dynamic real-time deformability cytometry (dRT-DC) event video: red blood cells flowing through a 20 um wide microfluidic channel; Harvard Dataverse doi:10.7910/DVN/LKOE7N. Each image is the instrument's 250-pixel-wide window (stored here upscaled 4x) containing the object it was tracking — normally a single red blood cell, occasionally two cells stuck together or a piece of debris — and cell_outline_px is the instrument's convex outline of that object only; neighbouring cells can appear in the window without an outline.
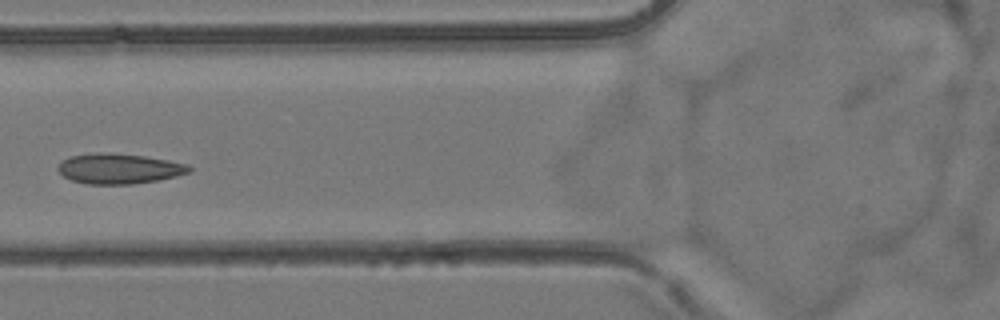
{"species": "common noctule bat (a hibernating species)", "species_latin": "Nyctalus noctula", "temperature_condition": "room temperature", "stored_images_in_passage": 6, "camera_frame_rate_fps": 3000, "um_per_image_px": 0.085, "animal": {"sex": "female", "body_mass_g": 24.6, "forearm_length_mm": 56.2}, "frame": {"image": 1, "passage_image": 6, "time_ms": 5.667, "image_size_px": [1000, 320], "cell_outline_px": [[192, 168], [188, 172], [176, 176], [160, 180], [132, 184], [88, 184], [72, 180], [64, 176], [56, 168], [64, 160], [72, 156], [96, 152], [108, 152], [144, 156], [168, 160], [188, 164]], "centroid_in_image_um": [10.14, 14.33], "position_along_channel_um": 115.7, "area_um2": 23.0}}